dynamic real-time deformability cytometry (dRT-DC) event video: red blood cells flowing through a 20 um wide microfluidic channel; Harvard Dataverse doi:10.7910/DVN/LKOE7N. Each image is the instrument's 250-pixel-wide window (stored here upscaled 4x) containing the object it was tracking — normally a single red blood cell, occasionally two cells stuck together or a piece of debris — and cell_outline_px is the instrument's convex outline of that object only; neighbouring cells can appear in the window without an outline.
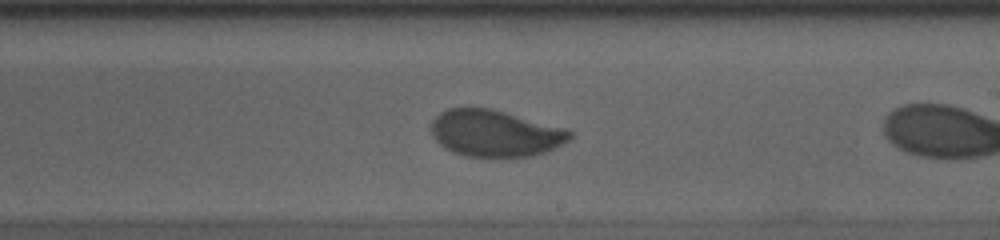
{"species": "human", "species_latin": "Homo sapiens", "temperature_condition": "cold", "stored_images_in_passage": 27, "camera_frame_rate_fps": 3000, "um_per_image_px": 0.085, "donor": {"sex": "male"}, "frame": {"image": 1, "passage_image": 16, "time_ms": 5.0, "image_size_px": [1000, 240], "cell_outline_px": [[572, 136], [568, 140], [544, 152], [532, 156], [492, 160], [464, 156], [452, 152], [444, 148], [432, 136], [432, 120], [440, 112], [448, 108], [492, 108], [568, 128], [572, 132]], "centroid_in_image_um": [42.08, 11.36], "position_along_channel_um": 246.9, "area_um2": 38.67}}